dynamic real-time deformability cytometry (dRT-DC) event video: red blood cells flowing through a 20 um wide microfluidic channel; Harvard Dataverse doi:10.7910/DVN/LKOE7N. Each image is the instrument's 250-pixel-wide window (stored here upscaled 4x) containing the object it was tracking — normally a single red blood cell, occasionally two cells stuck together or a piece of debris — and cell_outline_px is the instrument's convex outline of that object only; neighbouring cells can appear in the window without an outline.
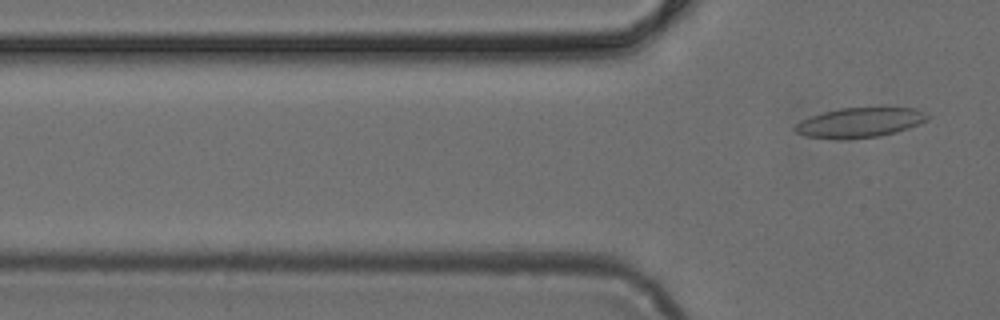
{"species": "common noctule bat (a hibernating species)", "species_latin": "Nyctalus noctula", "temperature_condition": "cold", "stored_images_in_passage": 6, "segment_of_instrument_passage": [2, 2], "camera_frame_rate_fps": 3000, "um_per_image_px": 0.085, "animal": {"sex": "female", "body_mass_g": 24.6, "forearm_length_mm": 56.2}, "frame": {"image": 1, "passage_image": 6, "time_ms": 1.667, "image_size_px": [1000, 320], "cell_outline_px": [[932, 116], [928, 120], [908, 128], [896, 132], [880, 136], [848, 140], [836, 140], [804, 136], [796, 132], [792, 128], [800, 120], [824, 112], [840, 108], [916, 108]], "centroid_in_image_um": [73.06, 10.44], "position_along_channel_um": 52.7, "area_um2": 23.29}}